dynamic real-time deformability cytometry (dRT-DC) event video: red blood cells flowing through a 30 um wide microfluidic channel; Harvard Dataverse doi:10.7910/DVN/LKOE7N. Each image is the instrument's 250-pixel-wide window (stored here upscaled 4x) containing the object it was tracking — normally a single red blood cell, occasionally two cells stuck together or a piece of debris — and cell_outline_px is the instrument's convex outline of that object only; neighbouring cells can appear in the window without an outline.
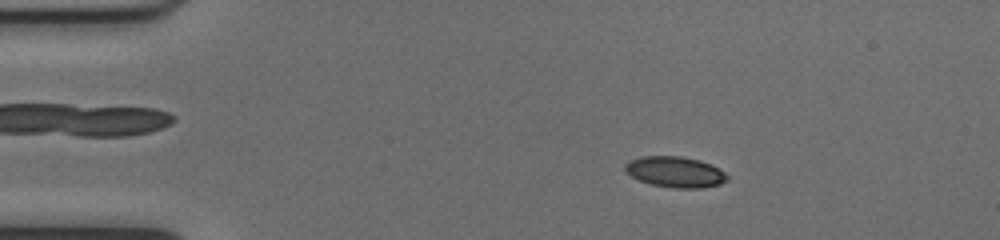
{"species": "common noctule bat (a hibernating species)", "species_latin": "Nyctalus noctula", "temperature_condition": "cold", "stored_images_in_passage": 52, "camera_frame_rate_fps": 3000, "um_per_image_px": 0.085, "animal": {"sex": "female", "body_mass_g": 17.0, "forearm_length_mm": 48.0}, "frame": {"image": 1, "passage_image": 9, "time_ms": 2.667, "image_size_px": [1000, 240], "cell_outline_px": [[728, 180], [720, 184], [700, 188], [672, 188], [652, 184], [640, 180], [624, 172], [624, 164], [628, 160], [640, 156], [680, 156], [700, 160], [712, 164], [724, 172], [728, 176]], "centroid_in_image_um": [57.37, 14.6], "position_along_channel_um": 27.6, "area_um2": 18.5}}
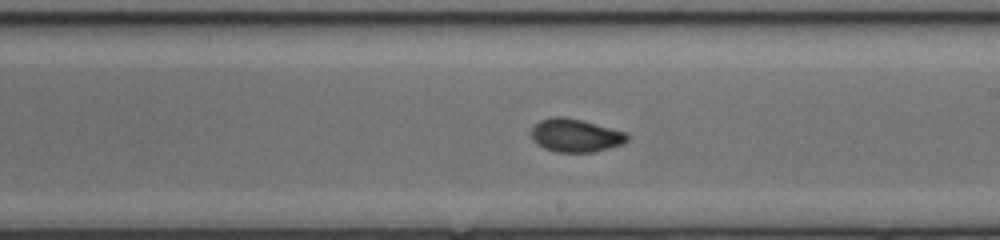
{"frame": {"image": 2, "passage_image": 30, "time_ms": 9.667, "image_size_px": [1000, 240], "cell_outline_px": [[628, 140], [624, 144], [592, 152], [556, 152], [544, 148], [536, 144], [532, 140], [532, 128], [540, 120], [552, 116], [564, 116], [628, 132]], "centroid_in_image_um": [48.92, 11.51], "position_along_channel_um": 240.1, "area_um2": 18.61}}
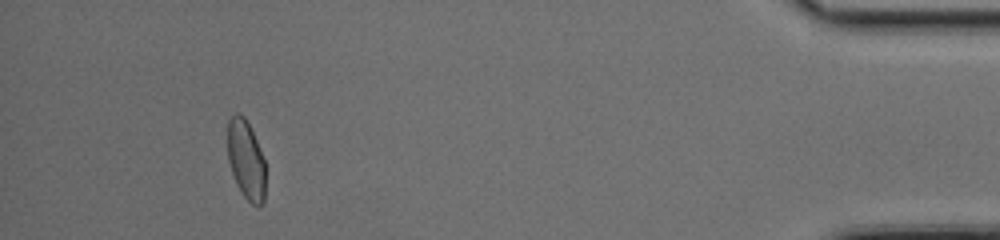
{"frame": {"image": 3, "passage_image": 48, "time_ms": 15.667, "image_size_px": [1000, 240], "cell_outline_px": [[264, 200], [260, 204], [252, 204], [240, 192], [236, 184], [228, 160], [228, 120], [236, 112], [240, 112], [244, 116], [256, 140], [264, 160]], "centroid_in_image_um": [20.89, 13.56], "position_along_channel_um": 414.3, "area_um2": 17.17}, "authors_computed_cell_mechanics": {"area_um2": 18.1492, "velocity_mm_per_s": 4.0052, "shape_relaxation_time_tau1_ms": 7.7292, "shape_relaxation_time_tau2_ms": 1.0543, "deformation_change_tau1": 0.1917, "deformation_change_tau2": 0.0437}}